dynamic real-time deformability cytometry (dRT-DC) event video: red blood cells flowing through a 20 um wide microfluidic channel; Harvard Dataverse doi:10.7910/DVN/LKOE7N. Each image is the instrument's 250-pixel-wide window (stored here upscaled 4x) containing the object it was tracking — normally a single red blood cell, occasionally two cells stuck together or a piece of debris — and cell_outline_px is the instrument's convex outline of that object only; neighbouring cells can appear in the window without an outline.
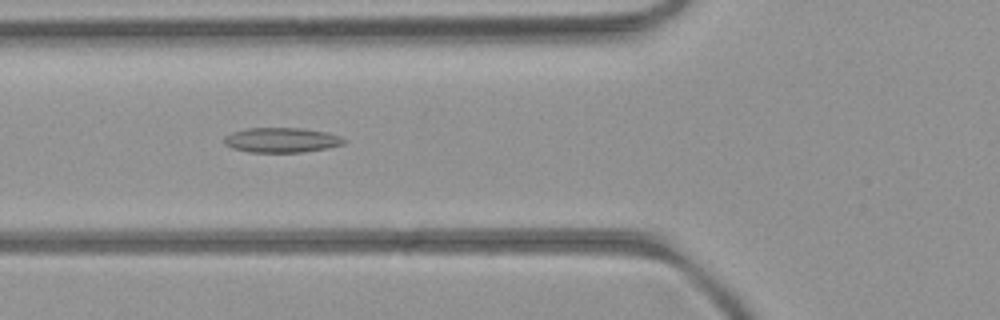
{"species": "common noctule bat (a hibernating species)", "species_latin": "Nyctalus noctula", "temperature_condition": "room temperature", "stored_images_in_passage": 49, "camera_frame_rate_fps": 3000, "um_per_image_px": 0.085, "animal": {"sex": "female", "body_mass_g": 21.9}, "frame": {"image": 1, "passage_image": 17, "time_ms": 5.333, "image_size_px": [1000, 320], "cell_outline_px": [[344, 144], [328, 148], [304, 152], [248, 152], [232, 148], [224, 144], [224, 136], [232, 132], [248, 128], [300, 128], [328, 132], [340, 136], [344, 140]], "centroid_in_image_um": [23.92, 11.91], "position_along_channel_um": 101.9, "area_um2": 17.4}}
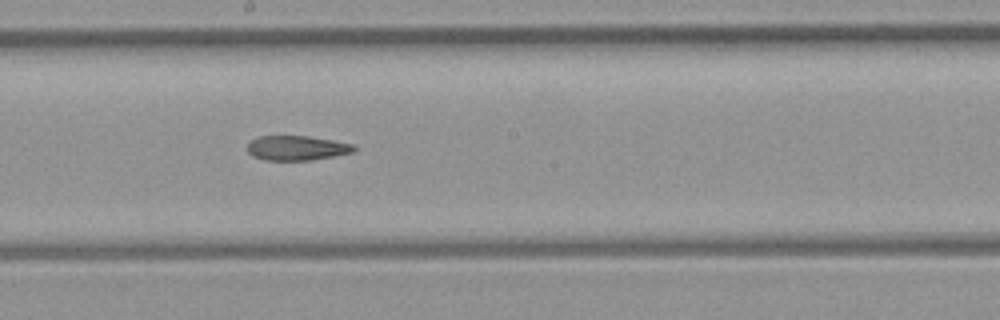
{"frame": {"image": 2, "passage_image": 26, "time_ms": 8.333, "image_size_px": [1000, 320], "cell_outline_px": [[360, 148], [352, 152], [332, 156], [308, 160], [264, 160], [252, 156], [248, 152], [248, 144], [252, 140], [260, 136], [308, 136], [356, 144]], "centroid_in_image_um": [25.26, 12.57], "position_along_channel_um": 222.9, "area_um2": 15.32}}
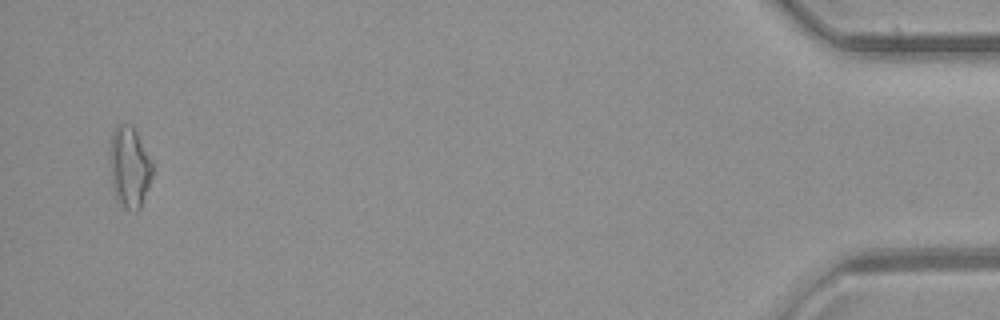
{"frame": {"image": 3, "passage_image": 48, "time_ms": 15.667, "image_size_px": [1000, 320], "cell_outline_px": [[152, 176], [140, 208], [136, 212], [124, 208], [116, 200], [112, 188], [108, 148], [112, 132], [116, 124], [120, 120], [132, 124], [152, 164]], "centroid_in_image_um": [10.94, 14.16], "position_along_channel_um": 424.3, "area_um2": 20.52}, "authors_computed_cell_mechanics": {"area_um2": 16.8776, "velocity_mm_per_s": 4.0222, "shape_relaxation_time_tau1_ms": null, "shape_relaxation_time_tau2_ms": 7.588, "deformation_change_tau1": null, "deformation_change_tau2": 0.1955}}